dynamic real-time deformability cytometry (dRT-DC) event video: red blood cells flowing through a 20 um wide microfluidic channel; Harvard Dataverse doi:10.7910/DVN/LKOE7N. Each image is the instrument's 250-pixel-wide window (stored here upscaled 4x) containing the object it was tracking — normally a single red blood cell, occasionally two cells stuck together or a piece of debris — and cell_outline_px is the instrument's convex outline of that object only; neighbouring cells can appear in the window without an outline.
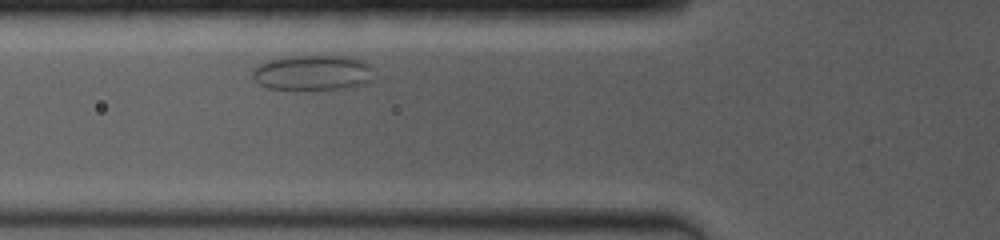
{"species": "common noctule bat (a hibernating species)", "species_latin": "Nyctalus noctula", "temperature_condition": "room temperature", "stored_images_in_passage": 2, "camera_frame_rate_fps": 4000, "um_per_image_px": 0.085, "animal": {"sex": "female", "body_mass_g": 19.0, "forearm_length_mm": 53.3}, "frame": {"image": 1, "passage_image": 2, "time_ms": 1.0, "image_size_px": [1000, 240], "cell_outline_px": [[372, 80], [360, 84], [344, 88], [312, 92], [292, 92], [268, 88], [260, 84], [252, 76], [252, 68], [268, 60], [292, 56], [348, 56], [364, 60], [372, 68]], "centroid_in_image_um": [26.55, 6.22], "position_along_channel_um": 99.3, "area_um2": 25.84}}